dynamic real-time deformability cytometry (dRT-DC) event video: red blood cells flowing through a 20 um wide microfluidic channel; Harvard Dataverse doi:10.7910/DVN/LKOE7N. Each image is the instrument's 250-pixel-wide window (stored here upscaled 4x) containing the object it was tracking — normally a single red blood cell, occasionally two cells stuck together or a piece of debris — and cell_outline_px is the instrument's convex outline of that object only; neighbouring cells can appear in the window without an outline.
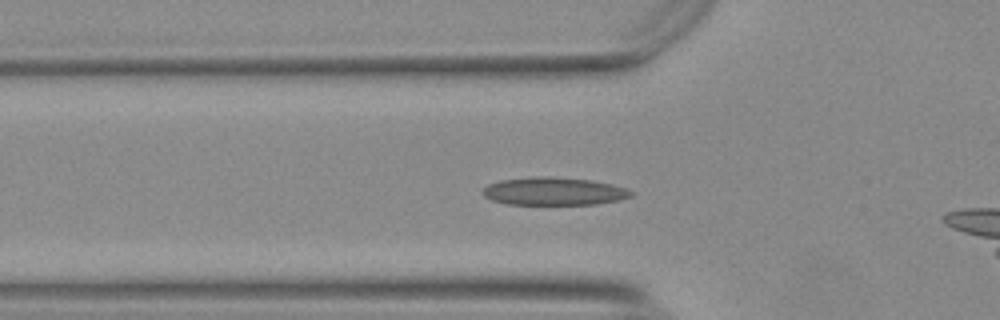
{"species": "Egyptian fruit bat (a non-hibernating species)", "species_latin": "Rousettus aegyptiacus", "temperature_condition": "warm", "stored_images_in_passage": 42, "camera_frame_rate_fps": 3000, "um_per_image_px": 0.085, "animal": {"sex": "female"}, "frame": {"image": 1, "passage_image": 10, "time_ms": 3.0, "image_size_px": [1000, 320], "cell_outline_px": [[632, 196], [620, 200], [596, 204], [508, 204], [492, 200], [484, 196], [480, 192], [488, 184], [500, 180], [536, 176], [548, 176], [592, 180], [612, 184], [624, 188], [632, 192]], "centroid_in_image_um": [47.05, 16.25], "position_along_channel_um": 78.7, "area_um2": 24.1}}
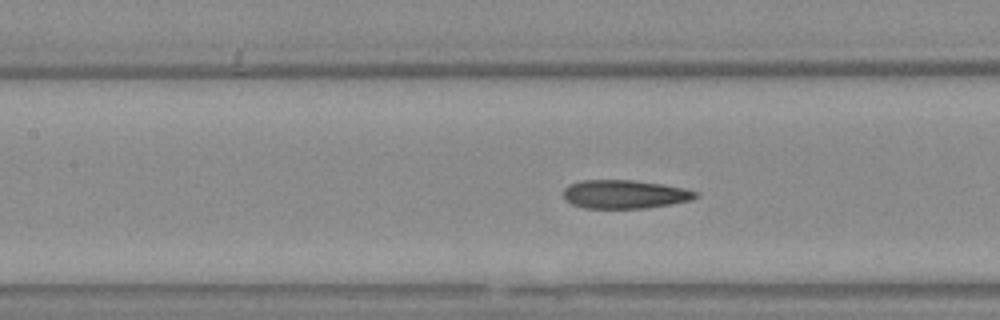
{"frame": {"image": 2, "passage_image": 16, "time_ms": 5.0, "image_size_px": [1000, 320], "cell_outline_px": [[700, 192], [692, 200], [648, 208], [584, 208], [572, 204], [564, 200], [564, 188], [568, 184], [580, 180], [632, 180], [660, 184], [684, 188]], "centroid_in_image_um": [53.07, 16.51], "position_along_channel_um": 154.3, "area_um2": 22.08}}
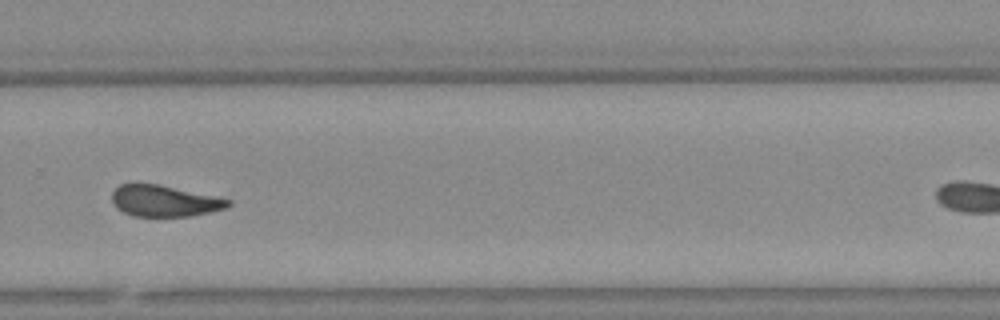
{"frame": {"image": 3, "passage_image": 29, "time_ms": 9.333, "image_size_px": [1000, 320], "cell_outline_px": [[232, 204], [228, 208], [192, 216], [132, 216], [116, 208], [112, 200], [112, 192], [120, 184], [156, 184], [232, 200]], "centroid_in_image_um": [13.98, 17.09], "position_along_channel_um": 315.8, "area_um2": 20.98}, "authors_computed_cell_mechanics": {"area_um2": 22.3686, "velocity_mm_per_s": 3.7419, "shape_relaxation_time_tau1_ms": 8.178, "shape_relaxation_time_tau2_ms": 1.7613, "deformation_change_tau1": 0.2174, "deformation_change_tau2": 0.085}}